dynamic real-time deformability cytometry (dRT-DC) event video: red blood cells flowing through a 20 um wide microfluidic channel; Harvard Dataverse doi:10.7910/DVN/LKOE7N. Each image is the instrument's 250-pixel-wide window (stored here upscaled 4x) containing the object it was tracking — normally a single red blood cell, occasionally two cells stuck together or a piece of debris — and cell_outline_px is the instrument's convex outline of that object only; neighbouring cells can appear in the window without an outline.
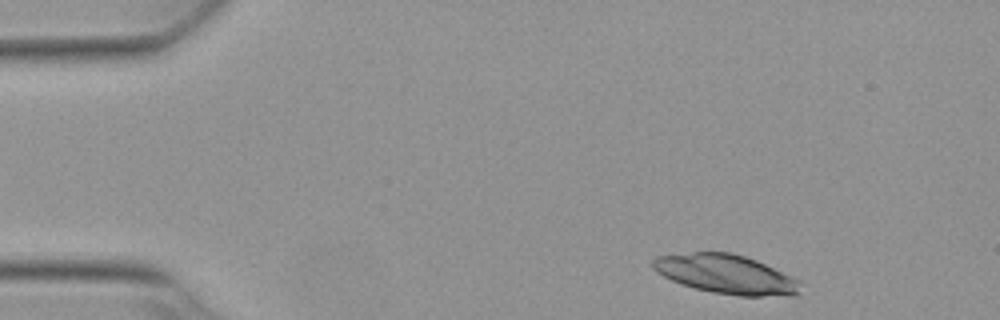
{"species": "Egyptian fruit bat (a non-hibernating species)", "species_latin": "Rousettus aegyptiacus", "temperature_condition": "warm", "stored_images_in_passage": 45, "camera_frame_rate_fps": 3000, "um_per_image_px": 0.085, "animal": {"sex": "female"}, "frame": {"image": 1, "passage_image": 2, "time_ms": 0.333, "image_size_px": [1000, 320], "cell_outline_px": [[800, 284], [796, 296], [740, 296], [712, 292], [680, 284], [656, 272], [652, 268], [652, 260], [656, 256], [692, 252], [732, 252], [756, 260], [796, 280]], "centroid_in_image_um": [61.65, 23.3], "position_along_channel_um": 23.4, "area_um2": 33.29}}
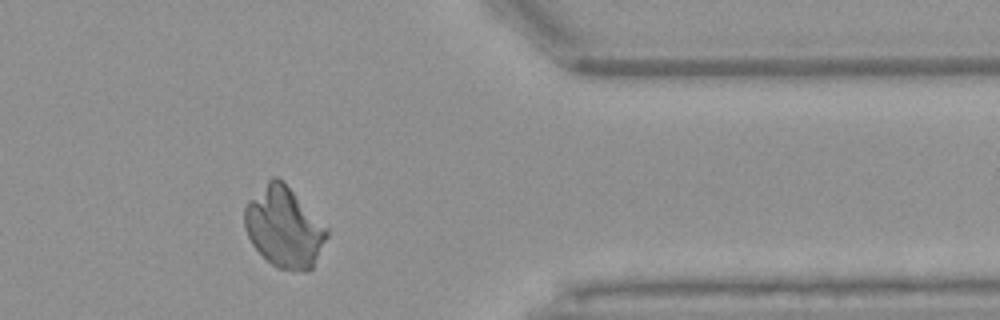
{"frame": {"image": 2, "passage_image": 39, "time_ms": 12.667, "image_size_px": [1000, 320], "cell_outline_px": [[328, 236], [312, 268], [308, 272], [292, 272], [276, 268], [252, 244], [244, 228], [244, 208], [248, 200], [272, 176], [276, 176], [328, 228]], "centroid_in_image_um": [24.13, 19.36], "position_along_channel_um": 387.3, "area_um2": 38.15}}